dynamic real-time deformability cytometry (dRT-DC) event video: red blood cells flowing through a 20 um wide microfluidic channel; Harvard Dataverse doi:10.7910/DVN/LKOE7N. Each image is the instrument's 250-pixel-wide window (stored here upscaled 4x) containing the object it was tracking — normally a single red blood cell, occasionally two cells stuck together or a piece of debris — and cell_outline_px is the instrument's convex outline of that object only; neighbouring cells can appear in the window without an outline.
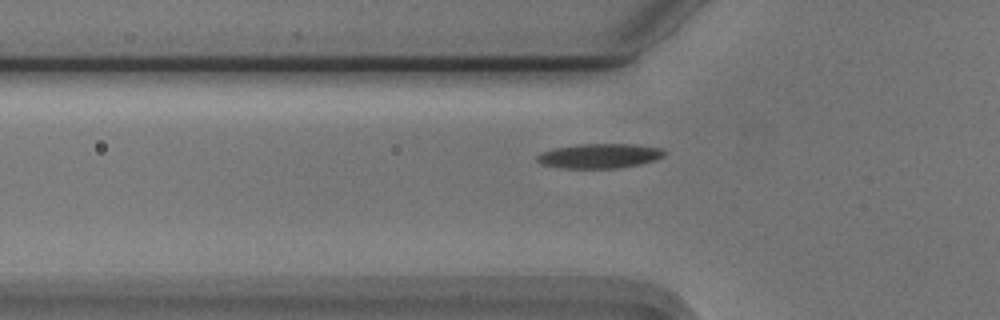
{"species": "Egyptian fruit bat (a non-hibernating species)", "species_latin": "Rousettus aegyptiacus", "temperature_condition": "cold", "stored_images_in_passage": 41, "camera_frame_rate_fps": 3000, "um_per_image_px": 0.085, "animal": {"sex": "male"}, "frame": {"image": 1, "passage_image": 6, "time_ms": 1.667, "image_size_px": [1000, 320], "cell_outline_px": [[664, 156], [656, 160], [640, 164], [620, 168], [560, 168], [540, 164], [536, 160], [536, 156], [540, 152], [556, 148], [580, 144], [636, 144], [664, 148]], "centroid_in_image_um": [50.97, 13.25], "position_along_channel_um": 74.8, "area_um2": 18.44}}
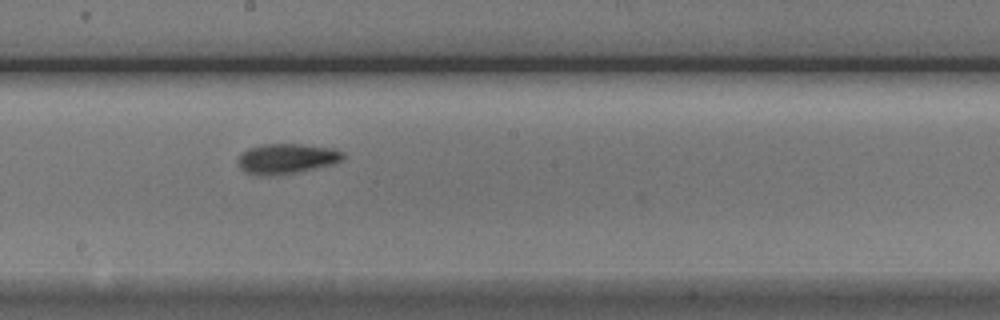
{"frame": {"image": 2, "passage_image": 18, "time_ms": 5.667, "image_size_px": [1000, 320], "cell_outline_px": [[344, 160], [332, 164], [292, 172], [268, 176], [248, 172], [240, 168], [236, 160], [240, 152], [248, 148], [260, 144], [300, 144], [332, 148], [344, 152]], "centroid_in_image_um": [24.33, 13.46], "position_along_channel_um": 223.9, "area_um2": 18.26}}
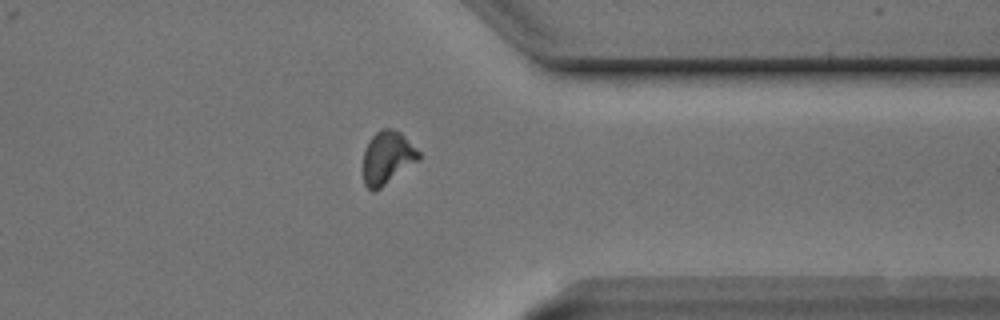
{"frame": {"image": 3, "passage_image": 31, "time_ms": 10.0, "image_size_px": [1000, 320], "cell_outline_px": [[420, 160], [380, 188], [372, 192], [364, 184], [364, 148], [368, 140], [380, 128], [392, 128], [400, 132], [420, 152]], "centroid_in_image_um": [32.92, 13.39], "position_along_channel_um": 378.5, "area_um2": 17.22}, "authors_computed_cell_mechanics": {"area_um2": 17.4556, "velocity_mm_per_s": 3.7111, "shape_relaxation_time_tau1_ms": 2.451, "shape_relaxation_time_tau2_ms": 2.9575, "deformation_change_tau1": 0.1552, "deformation_change_tau2": 0.0985}}